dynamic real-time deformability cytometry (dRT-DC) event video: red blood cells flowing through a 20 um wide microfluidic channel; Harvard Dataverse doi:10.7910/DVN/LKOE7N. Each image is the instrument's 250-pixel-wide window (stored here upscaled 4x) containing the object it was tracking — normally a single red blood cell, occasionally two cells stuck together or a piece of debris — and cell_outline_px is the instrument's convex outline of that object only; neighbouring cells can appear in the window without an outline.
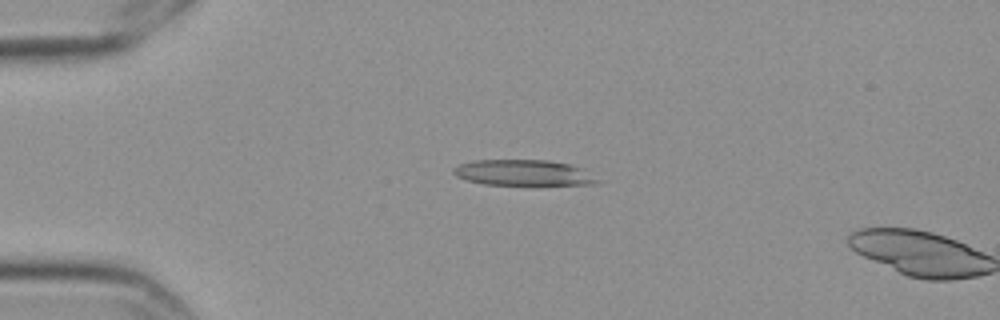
{"species": "Egyptian fruit bat (a non-hibernating species)", "species_latin": "Rousettus aegyptiacus", "temperature_condition": "cold", "stored_images_in_passage": 5, "camera_frame_rate_fps": 3000, "um_per_image_px": 0.085, "frame": {"image": 1, "passage_image": 4, "time_ms": 1.0, "image_size_px": [1000, 320], "cell_outline_px": [[604, 180], [596, 184], [484, 184], [468, 180], [456, 176], [452, 172], [452, 168], [460, 164], [472, 160], [548, 160], [572, 164], [584, 168]], "centroid_in_image_um": [44.57, 14.67], "position_along_channel_um": 40.4, "area_um2": 21.79}}